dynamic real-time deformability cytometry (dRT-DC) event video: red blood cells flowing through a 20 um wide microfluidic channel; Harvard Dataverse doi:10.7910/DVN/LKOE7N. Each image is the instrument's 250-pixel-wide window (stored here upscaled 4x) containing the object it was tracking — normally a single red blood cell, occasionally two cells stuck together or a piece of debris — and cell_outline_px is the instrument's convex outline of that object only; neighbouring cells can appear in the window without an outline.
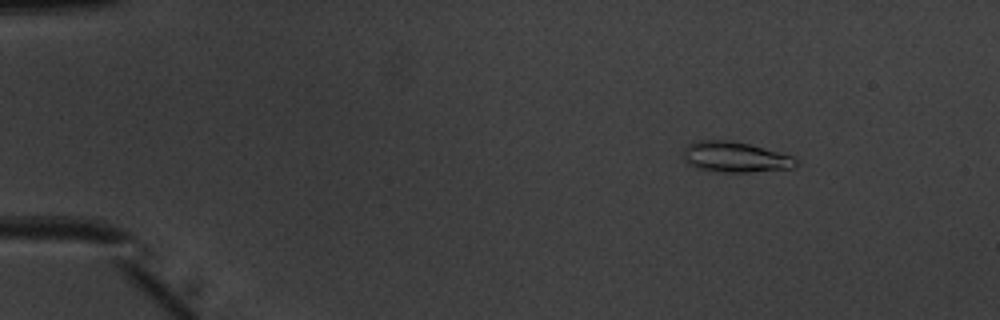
{"species": "common noctule bat (a hibernating species)", "species_latin": "Nyctalus noctula", "temperature_condition": "warm", "stored_images_in_passage": 52, "camera_frame_rate_fps": 3000, "um_per_image_px": 0.085, "animal": {"sex": "male", "body_mass_g": 20.1, "forearm_length_mm": 53.5}, "frame": {"image": 1, "passage_image": 8, "time_ms": 2.333, "image_size_px": [1000, 320], "cell_outline_px": [[800, 164], [792, 168], [748, 172], [724, 172], [696, 168], [688, 164], [684, 156], [684, 148], [688, 144], [700, 140], [732, 140], [796, 156], [800, 160]], "centroid_in_image_um": [62.56, 13.35], "position_along_channel_um": 22.4, "area_um2": 20.17}}
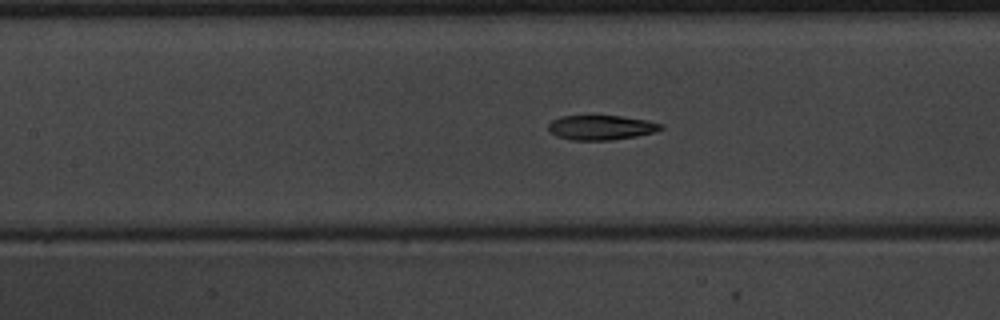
{"frame": {"image": 2, "passage_image": 25, "time_ms": 8.0, "image_size_px": [1000, 320], "cell_outline_px": [[664, 128], [656, 132], [636, 136], [612, 140], [572, 140], [556, 136], [548, 128], [548, 124], [552, 120], [560, 116], [620, 116], [644, 120], [664, 124]], "centroid_in_image_um": [51.11, 10.84], "position_along_channel_um": 156.3, "area_um2": 16.13}}
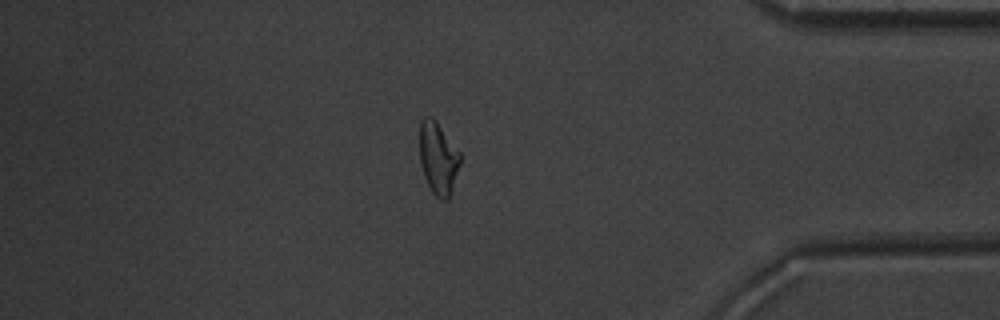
{"frame": {"image": 3, "passage_image": 45, "time_ms": 14.667, "image_size_px": [1000, 320], "cell_outline_px": [[460, 164], [448, 200], [440, 200], [432, 192], [424, 176], [420, 164], [420, 120], [424, 116], [432, 116], [436, 120], [460, 152]], "centroid_in_image_um": [37.23, 13.42], "position_along_channel_um": 398.0, "area_um2": 17.11}, "authors_computed_cell_mechanics": {"area_um2": 17.3689, "velocity_mm_per_s": 4.0238, "shape_relaxation_time_tau1_ms": 3.8427, "shape_relaxation_time_tau2_ms": 2.2475, "deformation_change_tau1": 0.1525, "deformation_change_tau2": 0.0909}}